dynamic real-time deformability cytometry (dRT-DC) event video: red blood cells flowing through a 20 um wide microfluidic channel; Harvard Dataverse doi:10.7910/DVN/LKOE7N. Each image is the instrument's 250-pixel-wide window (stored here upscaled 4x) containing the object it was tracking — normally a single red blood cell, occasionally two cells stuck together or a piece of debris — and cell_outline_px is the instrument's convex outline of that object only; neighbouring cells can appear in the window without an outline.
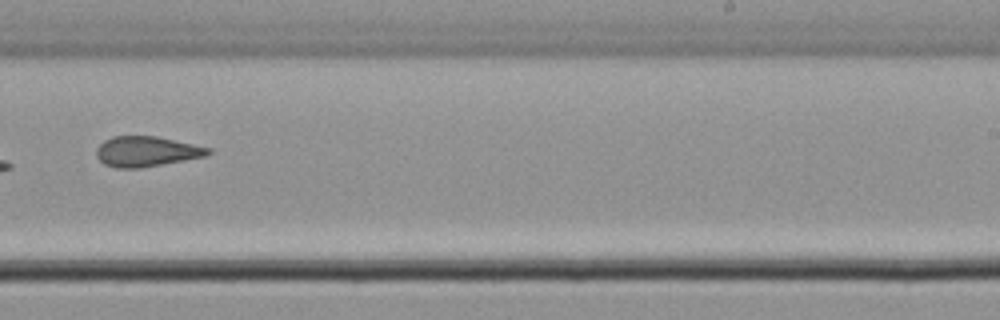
{"species": "common noctule bat (a hibernating species)", "species_latin": "Nyctalus noctula", "temperature_condition": "cold", "stored_images_in_passage": 10, "camera_frame_rate_fps": 3000, "um_per_image_px": 0.085, "animal": {"sex": "male", "body_mass_g": 21.5, "forearm_length_mm": 52.0}, "frame": {"image": 1, "passage_image": 10, "time_ms": 11.667, "image_size_px": [1000, 320], "cell_outline_px": [[212, 152], [204, 156], [184, 160], [140, 168], [116, 168], [104, 164], [96, 156], [96, 148], [104, 140], [112, 136], [156, 136], [212, 148]], "centroid_in_image_um": [12.43, 12.87], "position_along_channel_um": 276.6, "area_um2": 19.65}}